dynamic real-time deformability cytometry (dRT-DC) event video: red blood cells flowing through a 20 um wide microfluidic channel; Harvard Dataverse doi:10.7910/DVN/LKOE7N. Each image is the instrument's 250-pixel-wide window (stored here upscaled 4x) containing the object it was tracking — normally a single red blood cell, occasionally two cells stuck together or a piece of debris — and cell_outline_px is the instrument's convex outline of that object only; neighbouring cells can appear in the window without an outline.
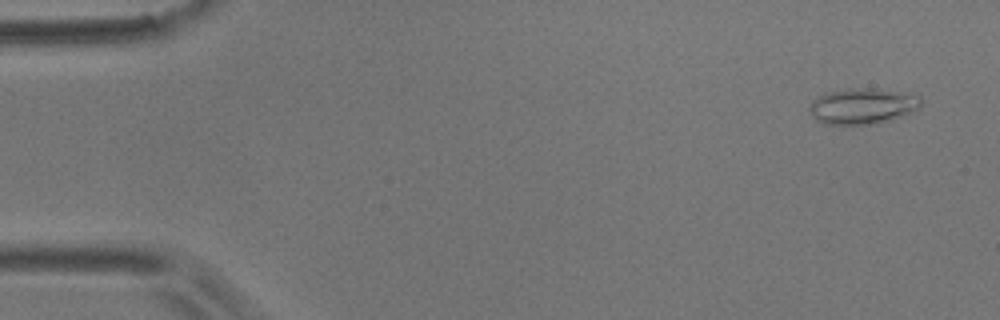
{"species": "common noctule bat (a hibernating species)", "species_latin": "Nyctalus noctula", "temperature_condition": "room temperature", "stored_images_in_passage": 5, "camera_frame_rate_fps": 3000, "um_per_image_px": 0.085, "animal": {"sex": "male", "body_mass_g": 17.9}, "frame": {"image": 1, "passage_image": 1, "time_ms": 0.0, "image_size_px": [1000, 320], "cell_outline_px": [[920, 108], [912, 112], [892, 120], [876, 124], [824, 124], [816, 120], [812, 116], [808, 108], [812, 100], [828, 92], [864, 88], [872, 88], [900, 92], [920, 96]], "centroid_in_image_um": [73.32, 9.04], "position_along_channel_um": 11.7, "area_um2": 23.12}}